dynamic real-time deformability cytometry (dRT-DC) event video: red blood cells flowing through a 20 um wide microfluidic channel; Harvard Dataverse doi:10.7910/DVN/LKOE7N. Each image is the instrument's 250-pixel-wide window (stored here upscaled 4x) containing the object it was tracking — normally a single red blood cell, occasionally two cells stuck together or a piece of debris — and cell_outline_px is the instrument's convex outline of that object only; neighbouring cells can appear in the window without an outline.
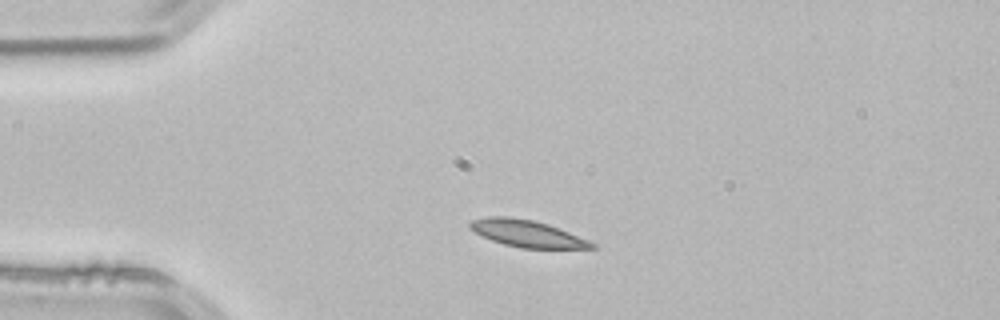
{"species": "common noctule bat (a hibernating species)", "species_latin": "Nyctalus noctula", "temperature_condition": "room temperature", "stored_images_in_passage": 2, "camera_frame_rate_fps": 3000, "um_per_image_px": 0.085, "animal": {"sex": "male", "body_mass_g": 21.5, "forearm_length_mm": 52.0}, "frame": {"image": 1, "passage_image": 1, "time_ms": 0.0, "image_size_px": [1000, 320], "cell_outline_px": [[596, 248], [520, 248], [504, 244], [492, 240], [468, 228], [468, 224], [472, 220], [488, 216], [508, 216], [532, 220], [548, 224], [588, 240], [596, 244]], "centroid_in_image_um": [44.78, 19.84], "position_along_channel_um": 40.2, "area_um2": 18.84}}
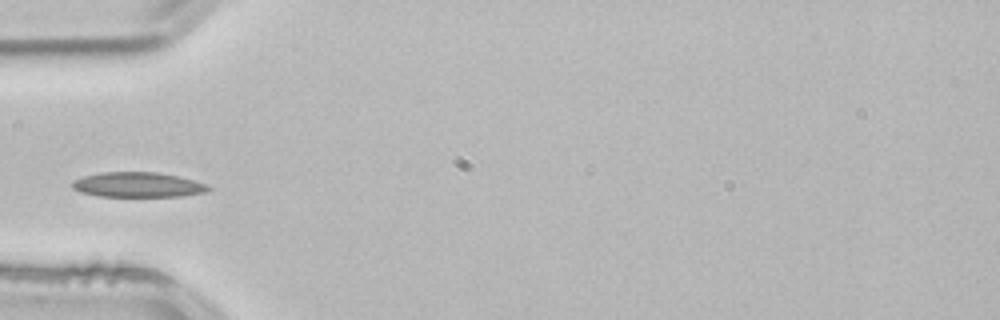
{"frame": {"image": 2, "passage_image": 2, "time_ms": 0.333, "image_size_px": [1000, 320], "cell_outline_px": [[212, 188], [208, 192], [180, 196], [100, 196], [80, 192], [72, 188], [72, 180], [84, 176], [100, 172], [156, 172], [176, 176], [192, 180], [204, 184]], "centroid_in_image_um": [11.68, 15.7], "position_along_channel_um": 73.3, "area_um2": 19.65}}